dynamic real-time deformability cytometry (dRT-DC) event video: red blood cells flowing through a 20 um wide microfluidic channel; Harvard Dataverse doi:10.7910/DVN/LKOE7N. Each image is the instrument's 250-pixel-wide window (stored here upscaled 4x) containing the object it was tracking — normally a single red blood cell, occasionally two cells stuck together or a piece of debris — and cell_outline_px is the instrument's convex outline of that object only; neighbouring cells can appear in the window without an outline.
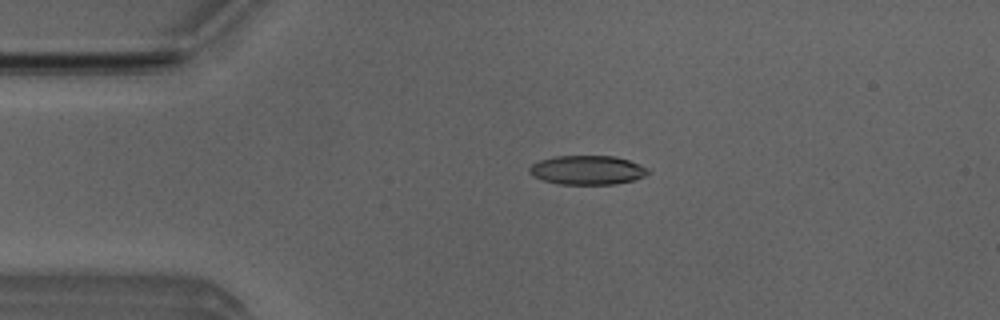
{"species": "Egyptian fruit bat (a non-hibernating species)", "species_latin": "Rousettus aegyptiacus", "temperature_condition": "room temperature", "stored_images_in_passage": 51, "camera_frame_rate_fps": 3000, "um_per_image_px": 0.085, "animal": {"sex": "male"}, "frame": {"image": 1, "passage_image": 11, "time_ms": 3.333, "image_size_px": [1000, 320], "cell_outline_px": [[652, 172], [636, 180], [616, 184], [560, 184], [544, 180], [532, 176], [528, 172], [528, 168], [532, 164], [540, 160], [552, 156], [612, 156], [628, 160], [640, 164], [648, 168]], "centroid_in_image_um": [49.94, 14.46], "position_along_channel_um": 35.1, "area_um2": 20.29}}
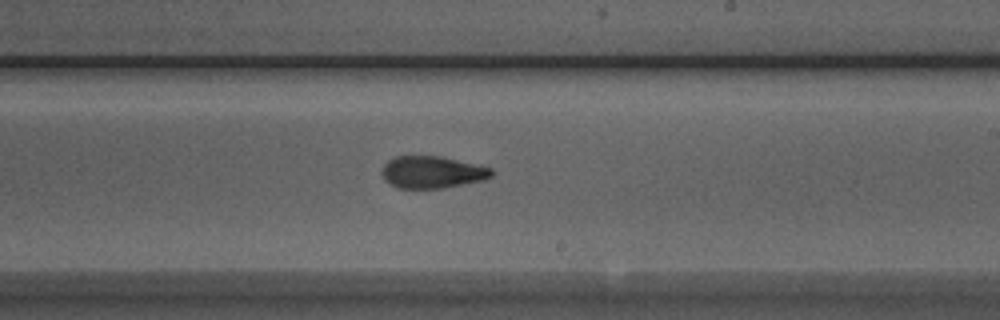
{"frame": {"image": 2, "passage_image": 30, "time_ms": 9.667, "image_size_px": [1000, 320], "cell_outline_px": [[496, 172], [492, 176], [484, 180], [440, 188], [396, 188], [384, 180], [380, 172], [384, 164], [388, 160], [396, 156], [440, 156], [492, 168]], "centroid_in_image_um": [36.71, 14.63], "position_along_channel_um": 252.3, "area_um2": 20.58}}
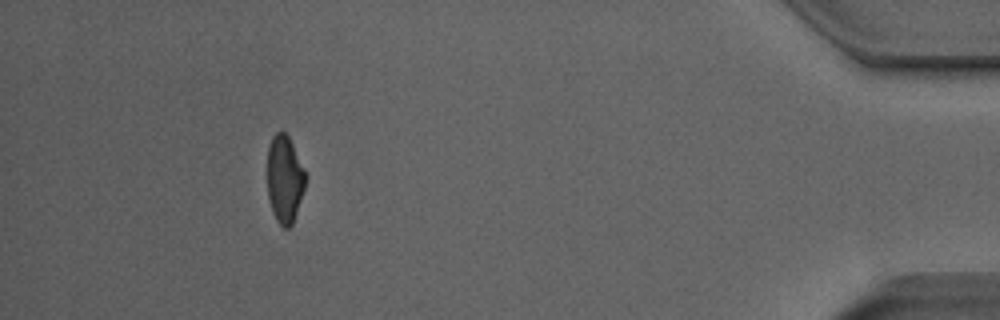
{"frame": {"image": 3, "passage_image": 47, "time_ms": 15.333, "image_size_px": [1000, 320], "cell_outline_px": [[308, 176], [292, 224], [288, 228], [284, 228], [276, 220], [272, 212], [268, 200], [268, 148], [272, 136], [276, 132], [284, 132], [288, 136]], "centroid_in_image_um": [24.19, 15.22], "position_along_channel_um": 411.0, "area_um2": 19.36}, "authors_computed_cell_mechanics": {"area_um2": 20.6924, "velocity_mm_per_s": 3.9652, "shape_relaxation_time_tau1_ms": 10.8446, "shape_relaxation_time_tau2_ms": 1.9966, "deformation_change_tau1": 0.2452, "deformation_change_tau2": 0.095}}